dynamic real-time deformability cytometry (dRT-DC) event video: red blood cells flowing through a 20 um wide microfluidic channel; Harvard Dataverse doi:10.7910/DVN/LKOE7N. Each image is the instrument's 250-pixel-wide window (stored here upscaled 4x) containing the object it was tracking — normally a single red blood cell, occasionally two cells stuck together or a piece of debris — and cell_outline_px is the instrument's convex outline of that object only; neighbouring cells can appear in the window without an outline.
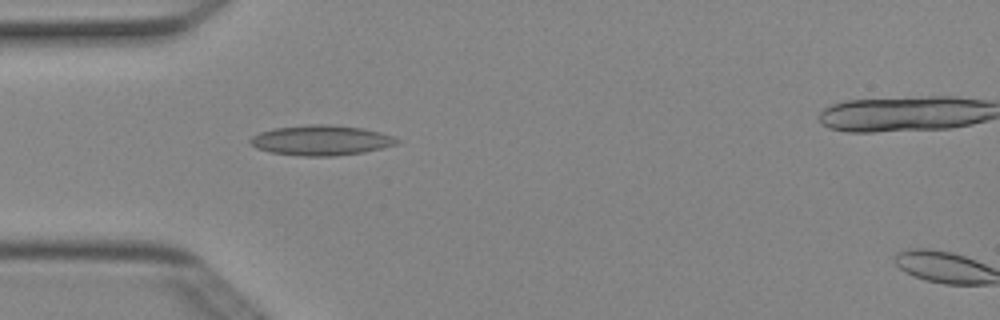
{"species": "Egyptian fruit bat (a non-hibernating species)", "species_latin": "Rousettus aegyptiacus", "temperature_condition": "cold", "stored_images_in_passage": 5, "camera_frame_rate_fps": 3000, "um_per_image_px": 0.085, "animal": {"sex": "female"}, "frame": {"image": 1, "passage_image": 4, "time_ms": 1.0, "image_size_px": [1000, 320], "cell_outline_px": [[400, 140], [396, 144], [364, 152], [332, 156], [304, 156], [272, 152], [256, 148], [248, 140], [252, 136], [260, 132], [276, 128], [308, 124], [332, 124], [364, 128], [396, 136]], "centroid_in_image_um": [27.32, 11.91], "position_along_channel_um": 57.7, "area_um2": 25.72}}